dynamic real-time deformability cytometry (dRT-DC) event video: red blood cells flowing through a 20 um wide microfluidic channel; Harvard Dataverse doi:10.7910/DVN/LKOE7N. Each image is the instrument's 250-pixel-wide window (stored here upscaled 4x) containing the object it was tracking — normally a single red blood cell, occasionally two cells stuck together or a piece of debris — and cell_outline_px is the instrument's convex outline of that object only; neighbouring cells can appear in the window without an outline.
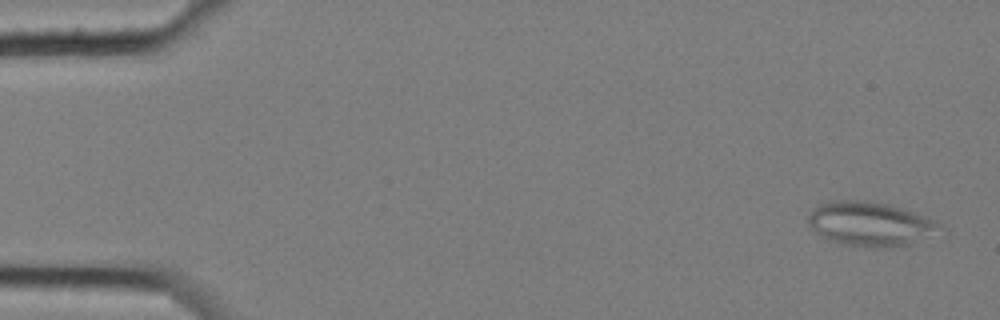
{"species": "common noctule bat (a hibernating species)", "species_latin": "Nyctalus noctula", "temperature_condition": "cold", "stored_images_in_passage": 10, "segment_of_instrument_passage": [1, 2], "camera_frame_rate_fps": 3000, "um_per_image_px": 0.085, "animal": {"sex": "female", "body_mass_g": 25.1}, "frame": {"image": 1, "passage_image": 1, "time_ms": 0.0, "image_size_px": [1000, 320], "cell_outline_px": [[948, 232], [908, 244], [876, 248], [868, 248], [844, 244], [828, 240], [820, 236], [808, 224], [808, 216], [820, 204], [832, 200], [856, 200], [884, 204], [900, 208], [936, 220]], "centroid_in_image_um": [74.04, 19.06], "position_along_channel_um": 11.0, "area_um2": 33.99}}